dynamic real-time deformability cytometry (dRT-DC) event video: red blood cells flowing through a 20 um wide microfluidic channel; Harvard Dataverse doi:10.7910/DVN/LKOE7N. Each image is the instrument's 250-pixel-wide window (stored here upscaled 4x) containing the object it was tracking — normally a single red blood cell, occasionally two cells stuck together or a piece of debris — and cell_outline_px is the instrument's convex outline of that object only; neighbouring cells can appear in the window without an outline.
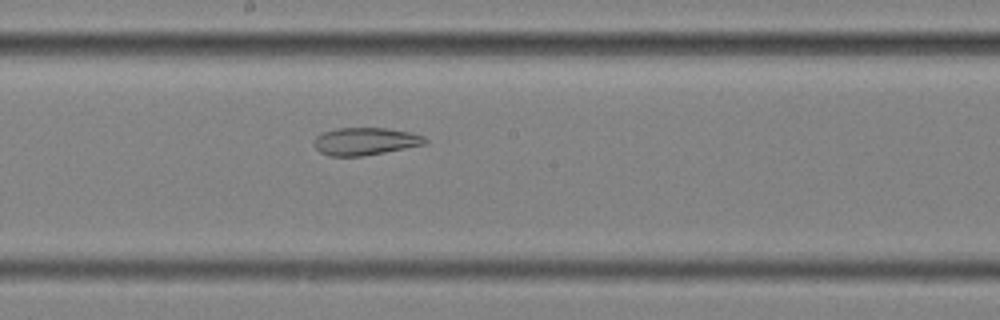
{"species": "common noctule bat (a hibernating species)", "species_latin": "Nyctalus noctula", "temperature_condition": "cold", "stored_images_in_passage": 47, "camera_frame_rate_fps": 3000, "um_per_image_px": 0.085, "animal": {"sex": "female", "body_mass_g": 25.1}, "frame": {"image": 1, "passage_image": 20, "time_ms": 6.333, "image_size_px": [1000, 320], "cell_outline_px": [[428, 144], [364, 156], [332, 156], [320, 152], [316, 148], [316, 136], [324, 132], [336, 128], [388, 128], [408, 132], [424, 136], [428, 140]], "centroid_in_image_um": [31.1, 12.01], "position_along_channel_um": 217.1, "area_um2": 17.74}}
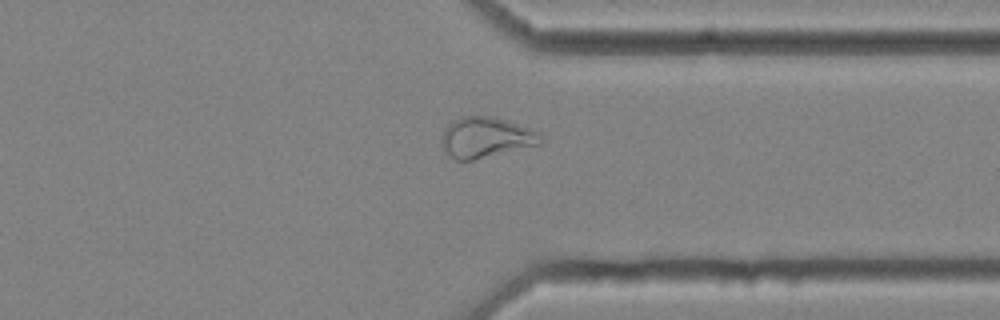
{"frame": {"image": 2, "passage_image": 33, "time_ms": 10.667, "image_size_px": [1000, 320], "cell_outline_px": [[544, 140], [540, 144], [472, 160], [456, 160], [448, 156], [440, 140], [440, 136], [444, 128], [452, 120], [460, 116], [492, 116], [528, 128], [544, 136]], "centroid_in_image_um": [41.24, 11.68], "position_along_channel_um": 370.2, "area_um2": 23.35}}
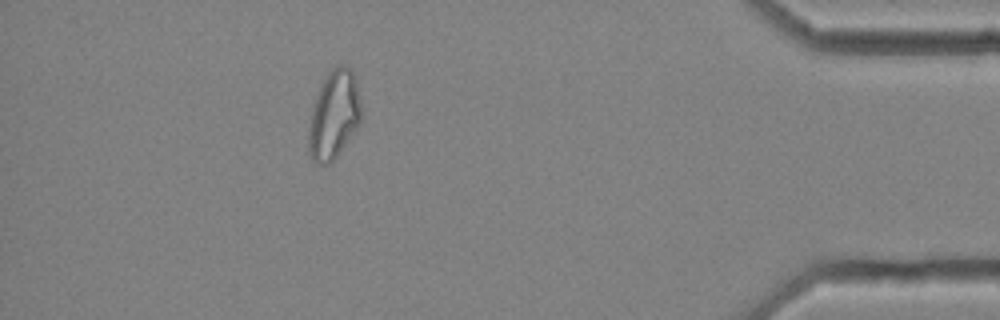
{"frame": {"image": 3, "passage_image": 40, "time_ms": 13.0, "image_size_px": [1000, 320], "cell_outline_px": [[360, 120], [356, 128], [336, 156], [328, 164], [316, 164], [312, 160], [308, 152], [308, 128], [312, 108], [316, 96], [328, 72], [340, 64], [348, 64], [352, 68], [356, 80], [360, 100]], "centroid_in_image_um": [28.37, 9.75], "position_along_channel_um": 406.8, "area_um2": 26.88}}